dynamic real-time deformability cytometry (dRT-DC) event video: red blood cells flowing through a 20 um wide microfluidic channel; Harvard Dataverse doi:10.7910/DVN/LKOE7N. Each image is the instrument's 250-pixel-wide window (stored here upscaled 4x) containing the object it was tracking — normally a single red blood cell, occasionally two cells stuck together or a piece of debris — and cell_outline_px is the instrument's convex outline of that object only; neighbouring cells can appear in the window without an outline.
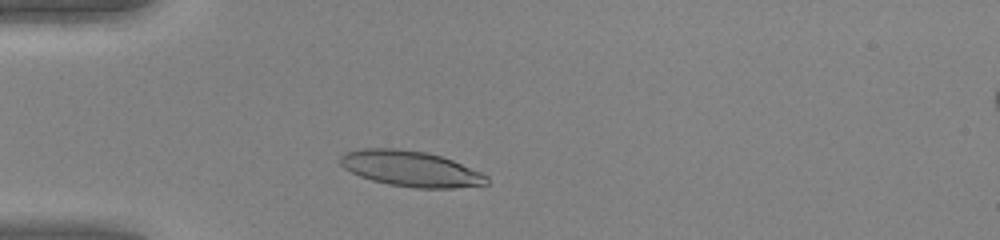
{"species": "human", "species_latin": "Homo sapiens", "temperature_condition": "warm", "stored_images_in_passage": 34, "camera_frame_rate_fps": 3000, "um_per_image_px": 0.085, "donor": {"sex": "female"}, "frame": {"image": 1, "passage_image": 6, "time_ms": 1.667, "image_size_px": [1000, 240], "cell_outline_px": [[488, 184], [452, 188], [416, 188], [388, 184], [372, 180], [360, 176], [344, 168], [340, 164], [340, 156], [344, 152], [364, 148], [396, 148], [424, 152], [440, 156], [452, 160], [480, 172], [488, 176]], "centroid_in_image_um": [34.88, 14.34], "position_along_channel_um": 50.1, "area_um2": 30.23}}
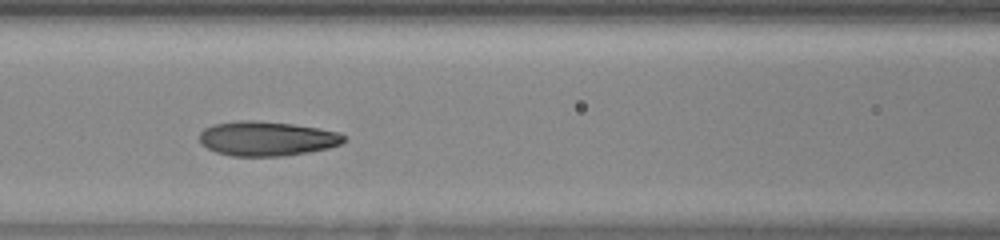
{"frame": {"image": 2, "passage_image": 14, "time_ms": 4.333, "image_size_px": [1000, 240], "cell_outline_px": [[344, 140], [340, 144], [328, 148], [308, 152], [280, 156], [232, 156], [216, 152], [200, 144], [200, 132], [204, 128], [212, 124], [240, 120], [256, 120], [292, 124], [320, 128], [340, 132], [344, 136]], "centroid_in_image_um": [22.66, 11.77], "position_along_channel_um": 143.9, "area_um2": 29.13}}
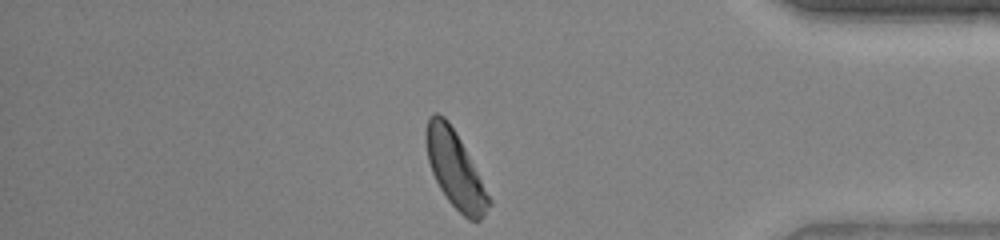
{"frame": {"image": 3, "passage_image": 34, "time_ms": 11.0, "image_size_px": [1000, 240], "cell_outline_px": [[492, 204], [484, 216], [480, 220], [468, 220], [448, 200], [440, 188], [432, 172], [428, 160], [424, 140], [424, 132], [428, 116], [432, 112], [436, 112], [444, 116], [448, 120], [456, 132], [492, 200]], "centroid_in_image_um": [38.66, 14.36], "position_along_channel_um": 396.5, "area_um2": 28.03}, "authors_computed_cell_mechanics": {"area_um2": 28.7266, "velocity_mm_per_s": 4.1799, "shape_relaxation_time_tau1_ms": 2.9578, "shape_relaxation_time_tau2_ms": 0.9655, "deformation_change_tau1": 0.1617, "deformation_change_tau2": 0.0537}}